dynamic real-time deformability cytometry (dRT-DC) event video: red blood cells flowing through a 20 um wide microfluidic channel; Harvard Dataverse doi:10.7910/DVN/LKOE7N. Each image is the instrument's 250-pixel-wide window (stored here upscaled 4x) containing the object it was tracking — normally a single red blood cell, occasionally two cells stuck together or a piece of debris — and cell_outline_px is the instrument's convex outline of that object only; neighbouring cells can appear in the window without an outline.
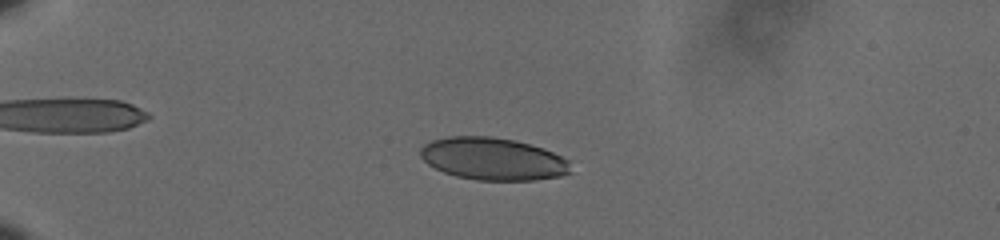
{"species": "human", "species_latin": "Homo sapiens", "temperature_condition": "cold", "stored_images_in_passage": 60, "camera_frame_rate_fps": 3000, "um_per_image_px": 0.085, "donor": {"sex": "male"}, "frame": {"image": 1, "passage_image": 17, "time_ms": 5.333, "image_size_px": [1000, 240], "cell_outline_px": [[572, 172], [560, 176], [532, 180], [476, 180], [456, 176], [444, 172], [428, 164], [420, 156], [420, 148], [424, 144], [432, 140], [448, 136], [492, 136], [516, 140], [544, 148], [568, 160]], "centroid_in_image_um": [41.89, 13.49], "position_along_channel_um": 43.1, "area_um2": 37.22}}
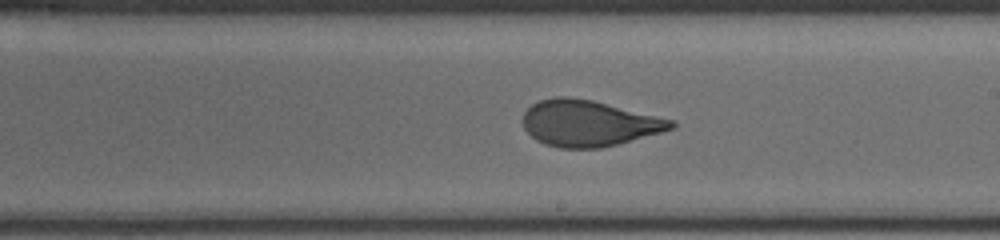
{"frame": {"image": 2, "passage_image": 38, "time_ms": 12.333, "image_size_px": [1000, 240], "cell_outline_px": [[676, 128], [616, 144], [600, 148], [560, 148], [544, 144], [536, 140], [524, 128], [524, 112], [532, 104], [540, 100], [556, 96], [568, 96], [592, 100], [672, 120], [676, 124]], "centroid_in_image_um": [50.01, 10.47], "position_along_channel_um": 239.0, "area_um2": 39.42}}
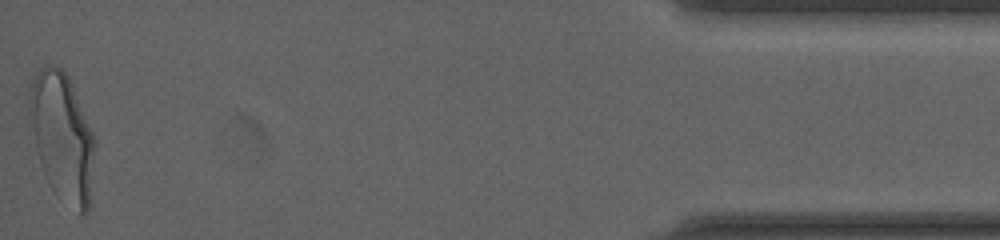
{"frame": {"image": 3, "passage_image": 60, "time_ms": 19.667, "image_size_px": [1000, 240], "cell_outline_px": [[96, 144], [88, 212], [84, 216], [80, 216], [44, 172], [40, 164], [36, 148], [28, 112], [28, 92], [32, 80], [36, 72], [44, 64], [56, 64], [68, 76], [72, 84], [92, 132]], "centroid_in_image_um": [5.28, 11.51], "position_along_channel_um": 429.9, "area_um2": 47.92}, "authors_computed_cell_mechanics": {"area_um2": 39.6508, "velocity_mm_per_s": 3.5991, "shape_relaxation_time_tau1_ms": 5.7247, "shape_relaxation_time_tau2_ms": null, "deformation_change_tau1": 0.19, "deformation_change_tau2": null}}